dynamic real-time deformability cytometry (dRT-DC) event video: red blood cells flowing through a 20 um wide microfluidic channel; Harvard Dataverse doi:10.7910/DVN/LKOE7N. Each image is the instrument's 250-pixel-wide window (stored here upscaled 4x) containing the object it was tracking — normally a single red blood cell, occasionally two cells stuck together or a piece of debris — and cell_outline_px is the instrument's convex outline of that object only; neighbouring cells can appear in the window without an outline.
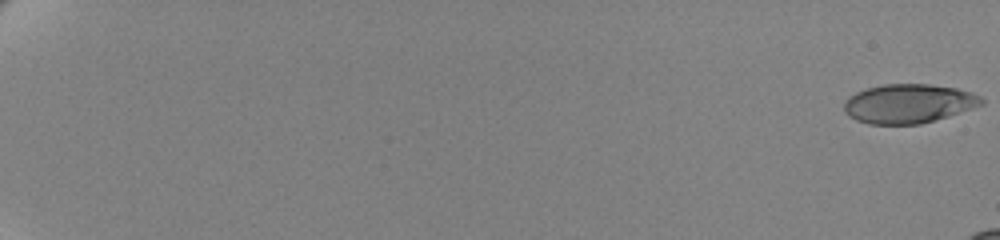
{"species": "human", "species_latin": "Homo sapiens", "temperature_condition": "cold", "stored_images_in_passage": 21, "camera_frame_rate_fps": 3000, "um_per_image_px": 0.085, "donor": {"sex": "female"}, "frame": {"image": 1, "passage_image": 1, "time_ms": 0.0, "image_size_px": [1000, 240], "cell_outline_px": [[984, 104], [948, 116], [920, 124], [868, 124], [856, 120], [848, 116], [844, 112], [844, 104], [848, 96], [856, 92], [868, 88], [884, 84], [928, 84], [956, 88], [972, 92], [980, 96], [984, 100]], "centroid_in_image_um": [77.21, 8.81], "position_along_channel_um": 7.8, "area_um2": 31.33}}
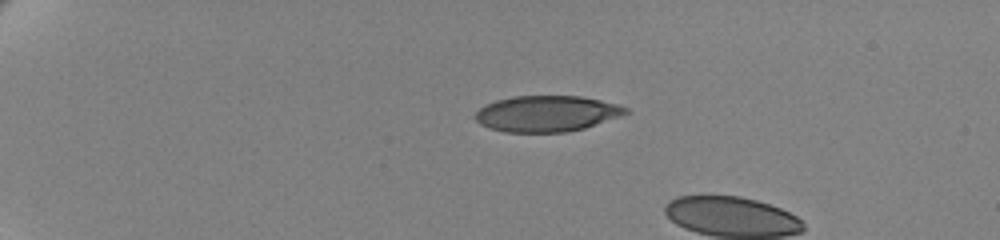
{"frame": {"image": 2, "passage_image": 17, "time_ms": 5.333, "image_size_px": [1000, 240], "cell_outline_px": [[628, 112], [620, 116], [584, 128], [564, 132], [504, 132], [488, 128], [480, 124], [476, 120], [476, 112], [480, 108], [496, 100], [512, 96], [580, 96], [600, 100], [616, 104], [628, 108]], "centroid_in_image_um": [46.45, 9.66], "position_along_channel_um": 38.6, "area_um2": 31.33}}